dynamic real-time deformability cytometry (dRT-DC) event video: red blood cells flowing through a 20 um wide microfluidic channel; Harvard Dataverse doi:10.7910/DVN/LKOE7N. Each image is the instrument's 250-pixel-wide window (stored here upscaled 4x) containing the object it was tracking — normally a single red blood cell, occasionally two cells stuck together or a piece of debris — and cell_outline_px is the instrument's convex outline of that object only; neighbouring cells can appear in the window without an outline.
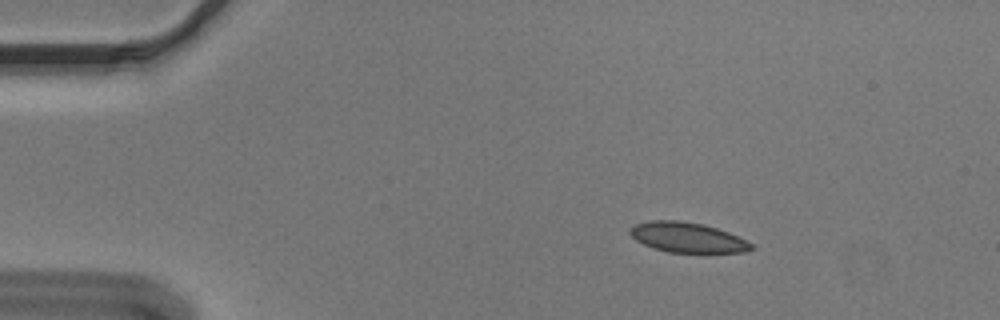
{"species": "Egyptian fruit bat (a non-hibernating species)", "species_latin": "Rousettus aegyptiacus", "temperature_condition": "cold", "stored_images_in_passage": 47, "camera_frame_rate_fps": 3000, "um_per_image_px": 0.085, "animal": {"sex": "male"}, "frame": {"image": 1, "passage_image": 1, "time_ms": 0.0, "image_size_px": [1000, 320], "cell_outline_px": [[756, 248], [744, 252], [668, 252], [652, 248], [636, 240], [628, 232], [636, 224], [648, 220], [680, 220], [704, 224], [728, 232], [752, 244]], "centroid_in_image_um": [58.41, 20.17], "position_along_channel_um": 26.6, "area_um2": 21.1}}
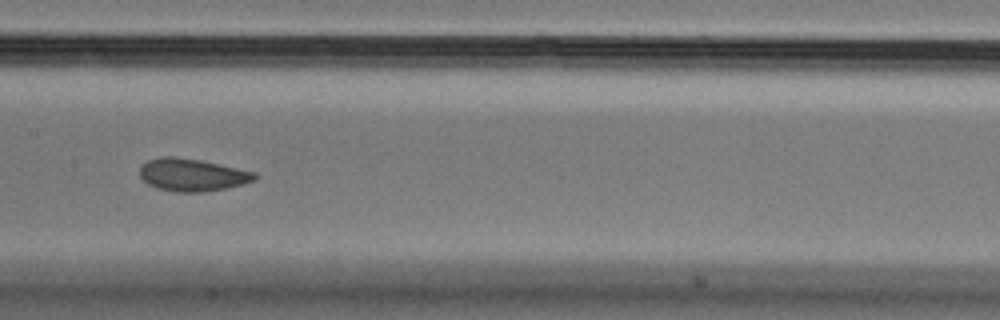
{"frame": {"image": 2, "passage_image": 20, "time_ms": 6.333, "image_size_px": [1000, 320], "cell_outline_px": [[260, 176], [256, 180], [244, 184], [228, 188], [204, 192], [176, 192], [156, 188], [148, 184], [140, 176], [140, 168], [148, 160], [160, 156], [172, 156], [200, 160], [256, 172]], "centroid_in_image_um": [16.38, 14.87], "position_along_channel_um": 191.0, "area_um2": 21.96}}
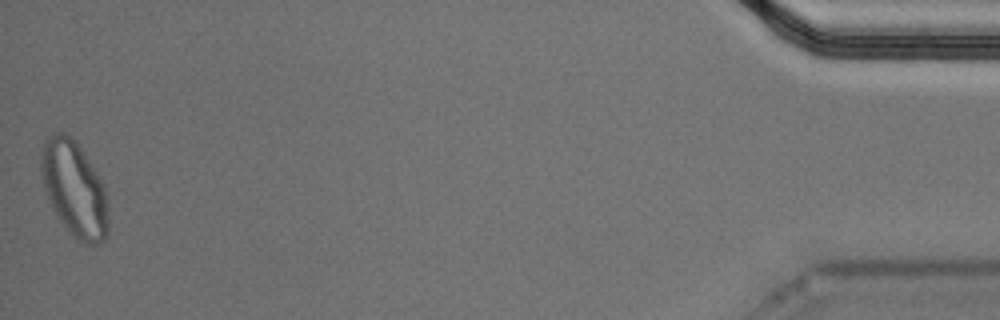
{"frame": {"image": 3, "passage_image": 47, "time_ms": 15.333, "image_size_px": [1000, 320], "cell_outline_px": [[108, 232], [104, 240], [100, 244], [88, 244], [76, 240], [72, 236], [56, 216], [52, 208], [44, 188], [40, 168], [40, 156], [44, 140], [48, 136], [56, 132], [64, 132], [76, 140], [100, 176], [108, 200]], "centroid_in_image_um": [6.32, 16.05], "position_along_channel_um": 428.9, "area_um2": 37.97}, "authors_computed_cell_mechanics": {"area_um2": 22.253, "velocity_mm_per_s": 3.6417, "shape_relaxation_time_tau1_ms": 8.6901, "shape_relaxation_time_tau2_ms": 1.3377, "deformation_change_tau1": 0.1739, "deformation_change_tau2": 0.0546}}